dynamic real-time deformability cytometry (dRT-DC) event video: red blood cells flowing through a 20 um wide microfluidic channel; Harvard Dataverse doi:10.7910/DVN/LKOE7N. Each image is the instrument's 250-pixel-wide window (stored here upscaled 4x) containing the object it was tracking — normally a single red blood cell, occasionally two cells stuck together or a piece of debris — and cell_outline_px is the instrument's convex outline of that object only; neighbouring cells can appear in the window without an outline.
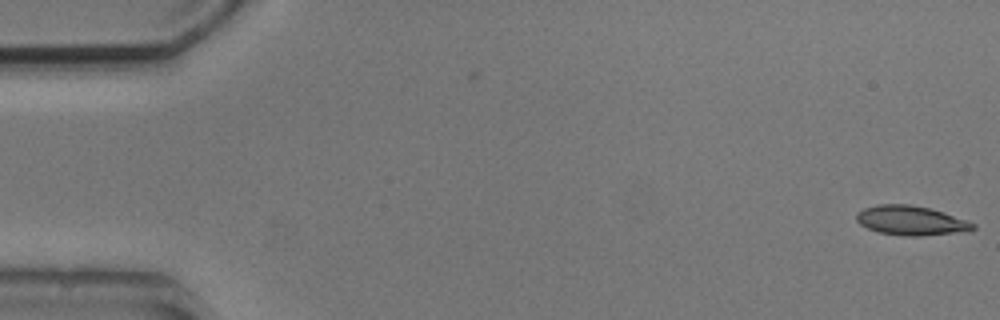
{"species": "common noctule bat (a hibernating species)", "species_latin": "Nyctalus noctula", "temperature_condition": "cold", "stored_images_in_passage": 4, "camera_frame_rate_fps": 3000, "um_per_image_px": 0.085, "animal": {"sex": "male", "body_mass_g": 20.5, "forearm_length_mm": 52.5}, "frame": {"image": 1, "passage_image": 1, "time_ms": 0.0, "image_size_px": [1000, 320], "cell_outline_px": [[976, 228], [968, 232], [920, 236], [900, 236], [880, 232], [868, 228], [860, 224], [856, 220], [856, 212], [864, 208], [876, 204], [908, 204], [928, 208], [944, 212], [968, 220], [976, 224]], "centroid_in_image_um": [77.47, 18.75], "position_along_channel_um": 7.5, "area_um2": 20.29}}